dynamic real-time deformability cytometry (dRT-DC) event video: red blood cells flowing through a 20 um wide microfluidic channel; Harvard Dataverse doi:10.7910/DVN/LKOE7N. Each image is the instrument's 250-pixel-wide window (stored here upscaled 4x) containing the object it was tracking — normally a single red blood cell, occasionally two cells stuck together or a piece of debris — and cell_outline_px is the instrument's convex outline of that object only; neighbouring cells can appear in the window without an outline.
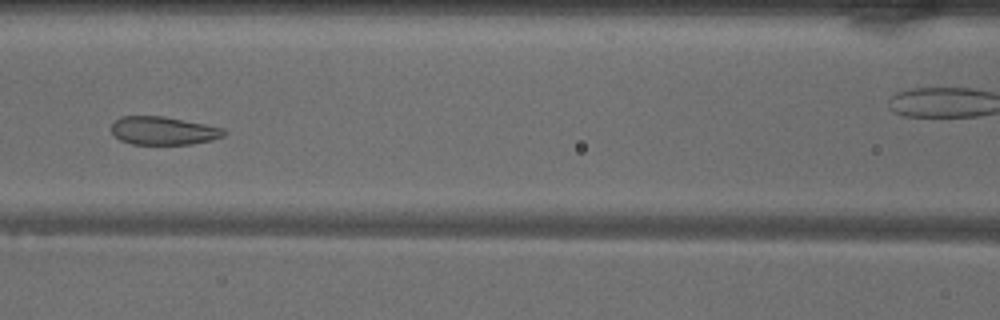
{"species": "common noctule bat (a hibernating species)", "species_latin": "Nyctalus noctula", "temperature_condition": "warm", "stored_images_in_passage": 49, "camera_frame_rate_fps": 3000, "um_per_image_px": 0.085, "animal": {"sex": "male", "body_mass_g": 18.8}, "frame": {"image": 1, "passage_image": 21, "time_ms": 6.667, "image_size_px": [1000, 320], "cell_outline_px": [[228, 132], [224, 136], [212, 140], [192, 144], [132, 144], [120, 140], [112, 132], [112, 120], [120, 116], [164, 116], [224, 128]], "centroid_in_image_um": [13.89, 11.1], "position_along_channel_um": 152.7, "area_um2": 18.61}}
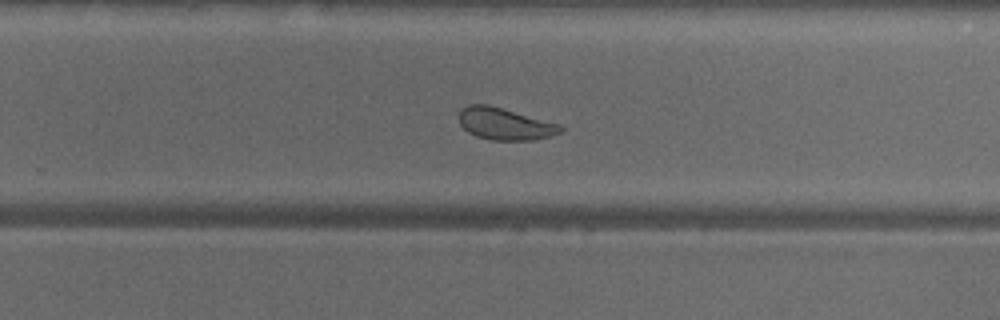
{"frame": {"image": 2, "passage_image": 31, "time_ms": 10.0, "image_size_px": [1000, 320], "cell_outline_px": [[564, 132], [552, 136], [536, 140], [492, 140], [476, 136], [468, 132], [460, 124], [460, 108], [468, 104], [488, 104], [560, 124], [564, 128]], "centroid_in_image_um": [42.95, 10.53], "position_along_channel_um": 286.9, "area_um2": 19.07}}
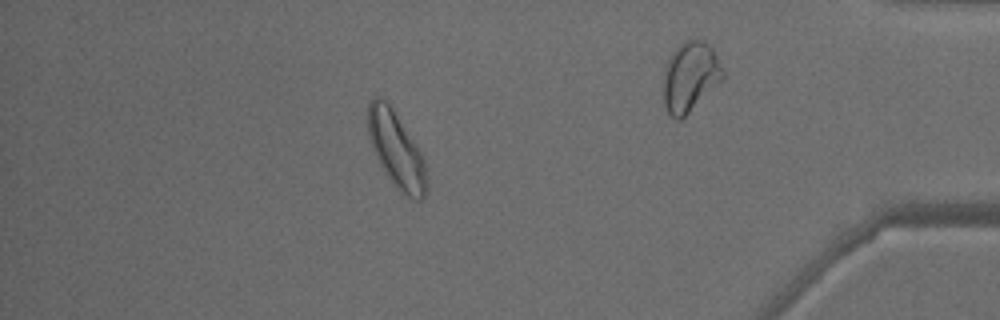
{"frame": {"image": 3, "passage_image": 43, "time_ms": 14.0, "image_size_px": [1000, 320], "cell_outline_px": [[428, 188], [424, 196], [420, 200], [416, 200], [408, 196], [384, 172], [372, 148], [368, 132], [368, 104], [376, 96], [380, 96], [392, 108], [420, 148], [424, 160], [428, 184]], "centroid_in_image_um": [33.71, 12.71], "position_along_channel_um": 401.5, "area_um2": 25.61}, "authors_computed_cell_mechanics": {"area_um2": 24.1026, "velocity_mm_per_s": 4.0369, "shape_relaxation_time_tau1_ms": null, "shape_relaxation_time_tau2_ms": 1.8063, "deformation_change_tau1": null, "deformation_change_tau2": 0.0849}}